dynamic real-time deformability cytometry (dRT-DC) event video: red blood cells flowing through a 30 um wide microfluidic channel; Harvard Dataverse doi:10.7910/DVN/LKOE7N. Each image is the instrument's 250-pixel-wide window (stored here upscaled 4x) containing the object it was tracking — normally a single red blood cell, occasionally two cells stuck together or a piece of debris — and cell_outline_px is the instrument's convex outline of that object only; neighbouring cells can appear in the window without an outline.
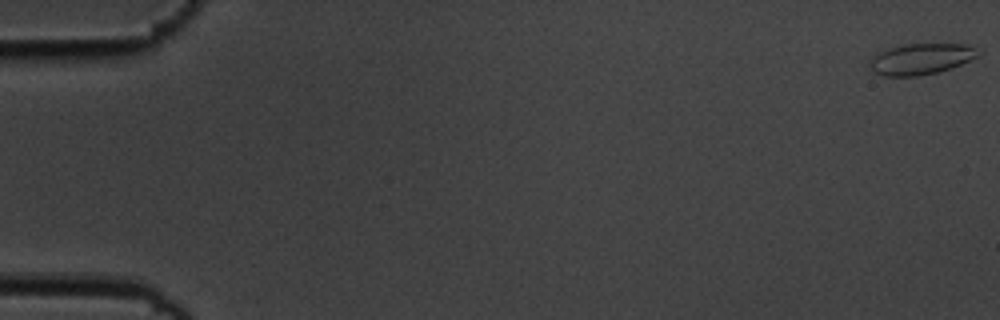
{"species": "common noctule bat (a hibernating species)", "species_latin": "Nyctalus noctula", "temperature_condition": "cold", "stored_images_in_passage": 58, "segment_of_instrument_passage": [1, 2], "camera_frame_rate_fps": 3000, "um_per_image_px": 0.085, "animal": {"sex": "male", "body_mass_g": 19.5, "forearm_length_mm": 54.6}, "frame": {"image": 1, "passage_image": 1, "time_ms": 0.0, "image_size_px": [1000, 320], "cell_outline_px": [[980, 56], [952, 68], [936, 72], [916, 76], [884, 76], [872, 72], [868, 64], [872, 56], [888, 48], [908, 44], [968, 44], [980, 52]], "centroid_in_image_um": [78.27, 5.02], "position_along_channel_um": 6.7, "area_um2": 19.65}}
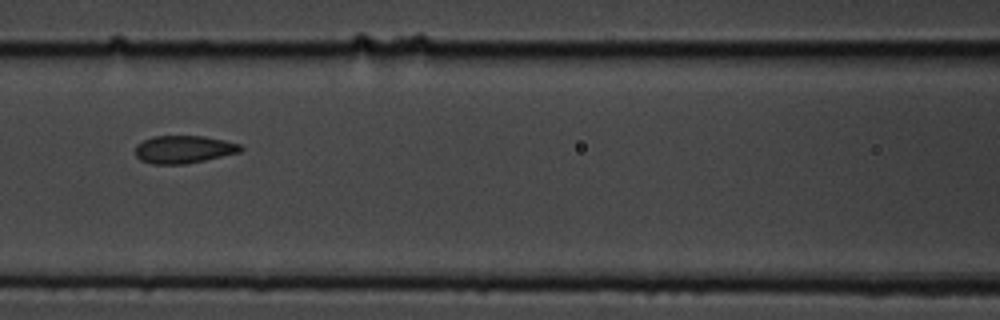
{"frame": {"image": 2, "passage_image": 26, "time_ms": 8.333, "image_size_px": [1000, 320], "cell_outline_px": [[244, 148], [240, 152], [204, 160], [184, 164], [152, 164], [140, 160], [136, 156], [136, 144], [152, 136], [204, 136], [224, 140], [240, 144]], "centroid_in_image_um": [15.6, 12.69], "position_along_channel_um": 151.0, "area_um2": 16.99}}
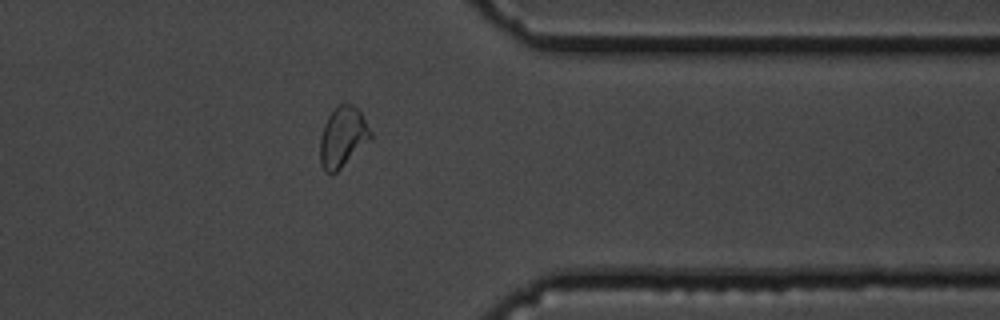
{"frame": {"image": 3, "passage_image": 46, "time_ms": 15.0, "image_size_px": [1000, 320], "cell_outline_px": [[372, 140], [336, 172], [324, 172], [320, 164], [320, 140], [324, 124], [328, 116], [340, 104], [352, 104], [360, 112], [372, 132]], "centroid_in_image_um": [29.15, 11.67], "position_along_channel_um": 382.3, "area_um2": 17.69}}